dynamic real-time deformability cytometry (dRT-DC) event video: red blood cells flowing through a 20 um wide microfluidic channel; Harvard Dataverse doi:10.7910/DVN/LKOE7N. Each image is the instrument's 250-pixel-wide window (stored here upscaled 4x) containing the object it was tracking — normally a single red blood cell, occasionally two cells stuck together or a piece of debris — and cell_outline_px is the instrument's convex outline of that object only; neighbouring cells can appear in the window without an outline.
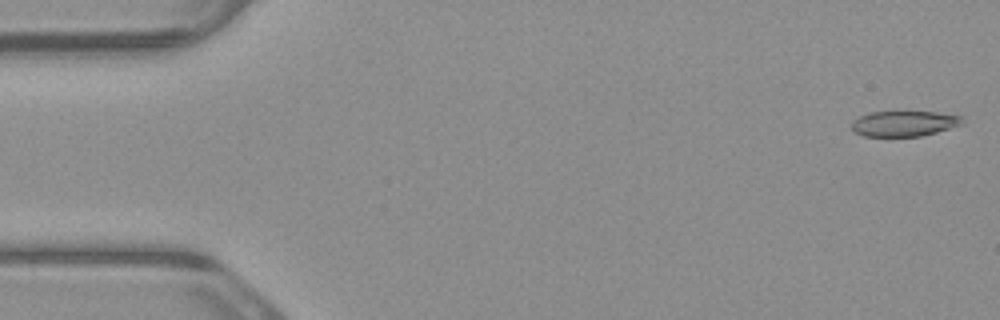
{"species": "common noctule bat (a hibernating species)", "species_latin": "Nyctalus noctula", "temperature_condition": "warm", "stored_images_in_passage": 4, "camera_frame_rate_fps": 3000, "um_per_image_px": 0.085, "animal": {"sex": "male", "body_mass_g": 23.1, "forearm_length_mm": 52.7}, "frame": {"image": 1, "passage_image": 1, "time_ms": 0.0, "image_size_px": [1000, 320], "cell_outline_px": [[964, 124], [936, 132], [920, 136], [864, 136], [852, 132], [852, 120], [868, 112], [936, 112], [964, 116]], "centroid_in_image_um": [76.85, 10.5], "position_along_channel_um": 8.1, "area_um2": 16.53}}
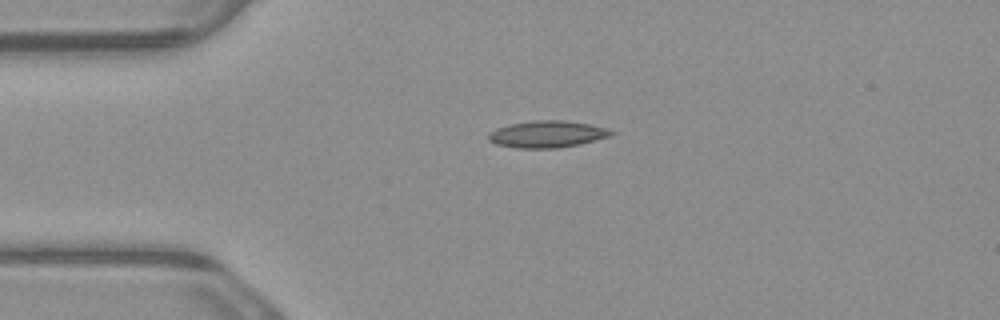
{"frame": {"image": 2, "passage_image": 4, "time_ms": 1.0, "image_size_px": [1000, 320], "cell_outline_px": [[616, 132], [612, 136], [580, 144], [556, 148], [516, 148], [496, 144], [488, 140], [488, 132], [496, 128], [512, 124], [532, 120], [564, 120], [588, 124], [608, 128]], "centroid_in_image_um": [46.52, 11.4], "position_along_channel_um": 38.5, "area_um2": 19.31}}